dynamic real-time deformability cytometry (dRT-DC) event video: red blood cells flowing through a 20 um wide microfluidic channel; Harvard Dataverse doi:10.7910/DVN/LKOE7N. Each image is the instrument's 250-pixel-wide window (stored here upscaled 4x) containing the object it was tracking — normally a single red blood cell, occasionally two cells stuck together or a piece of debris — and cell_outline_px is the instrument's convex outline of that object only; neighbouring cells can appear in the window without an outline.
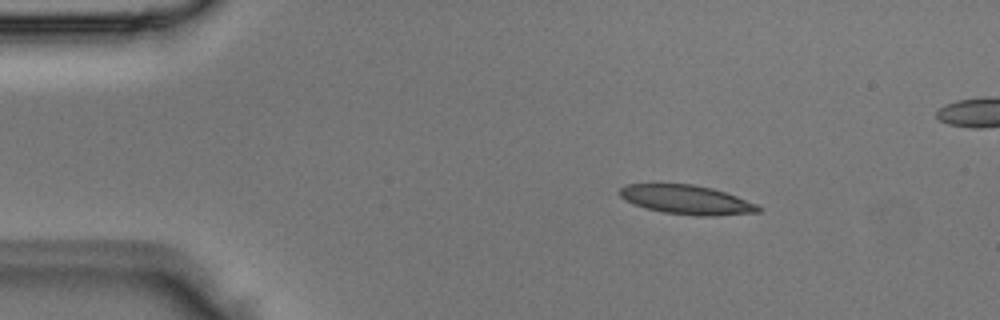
{"species": "Egyptian fruit bat (a non-hibernating species)", "species_latin": "Rousettus aegyptiacus", "temperature_condition": "room temperature", "stored_images_in_passage": 3, "camera_frame_rate_fps": 3000, "um_per_image_px": 0.085, "animal": {"sex": "male"}, "frame": {"image": 1, "passage_image": 1, "time_ms": 0.0, "image_size_px": [1000, 320], "cell_outline_px": [[764, 208], [760, 212], [716, 216], [696, 216], [664, 212], [648, 208], [636, 204], [620, 196], [620, 188], [624, 184], [692, 184], [712, 188], [736, 196], [756, 204]], "centroid_in_image_um": [58.42, 16.98], "position_along_channel_um": 26.6, "area_um2": 23.29}}